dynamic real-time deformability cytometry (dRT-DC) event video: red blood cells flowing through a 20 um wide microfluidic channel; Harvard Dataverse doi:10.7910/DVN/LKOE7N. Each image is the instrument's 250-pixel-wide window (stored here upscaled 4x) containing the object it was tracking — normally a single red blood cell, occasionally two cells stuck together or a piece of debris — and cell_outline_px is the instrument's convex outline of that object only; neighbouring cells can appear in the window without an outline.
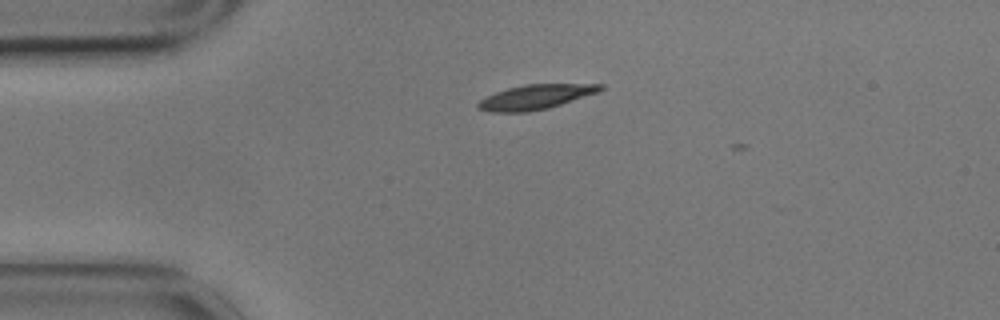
{"species": "common noctule bat (a hibernating species)", "species_latin": "Nyctalus noctula", "temperature_condition": "cold", "stored_images_in_passage": 3, "camera_frame_rate_fps": 3000, "um_per_image_px": 0.085, "animal": {"sex": "male", "body_mass_g": 17.9}, "frame": {"image": 1, "passage_image": 1, "time_ms": 0.0, "image_size_px": [1000, 320], "cell_outline_px": [[604, 88], [600, 92], [548, 108], [528, 112], [488, 112], [476, 108], [476, 104], [480, 100], [496, 92], [508, 88], [524, 84], [604, 84]], "centroid_in_image_um": [45.53, 8.24], "position_along_channel_um": 39.5, "area_um2": 17.63}}